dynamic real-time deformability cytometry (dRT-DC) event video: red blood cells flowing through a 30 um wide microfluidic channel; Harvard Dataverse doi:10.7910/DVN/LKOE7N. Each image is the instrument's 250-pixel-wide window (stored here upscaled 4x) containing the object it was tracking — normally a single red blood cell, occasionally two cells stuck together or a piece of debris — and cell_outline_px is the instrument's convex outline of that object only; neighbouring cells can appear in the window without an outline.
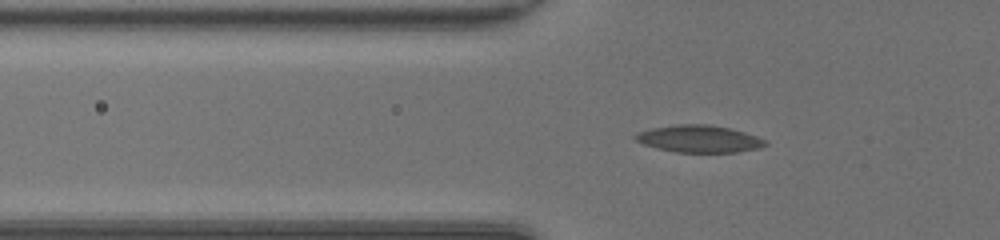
{"species": "common noctule bat (a hibernating species)", "species_latin": "Nyctalus noctula", "temperature_condition": "room temperature", "stored_images_in_passage": 26, "camera_frame_rate_fps": 3000, "um_per_image_px": 0.085, "animal": {"sex": "female", "body_mass_g": 20.0, "forearm_length_mm": 54.0}, "frame": {"image": 1, "passage_image": 3, "time_ms": 0.667, "image_size_px": [1000, 240], "cell_outline_px": [[768, 144], [760, 148], [736, 152], [676, 152], [656, 148], [644, 144], [636, 140], [632, 136], [636, 132], [652, 128], [676, 124], [708, 124], [728, 128], [744, 132], [756, 136], [764, 140]], "centroid_in_image_um": [59.39, 11.8], "position_along_channel_um": 66.4, "area_um2": 20.52}}
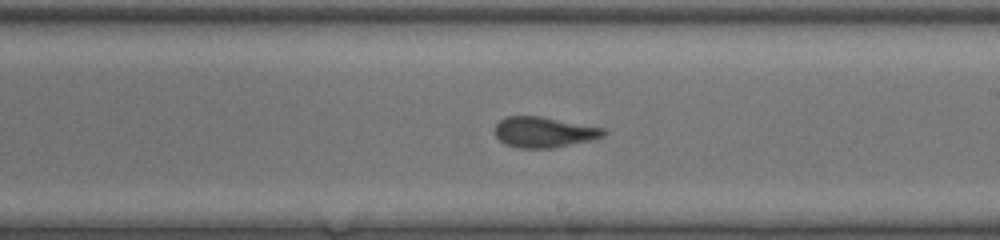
{"frame": {"image": 2, "passage_image": 16, "time_ms": 5.0, "image_size_px": [1000, 240], "cell_outline_px": [[608, 132], [604, 136], [592, 140], [552, 148], [520, 148], [504, 144], [496, 136], [496, 124], [504, 116], [540, 116], [608, 128]], "centroid_in_image_um": [46.29, 11.23], "position_along_channel_um": 242.7, "area_um2": 19.59}}
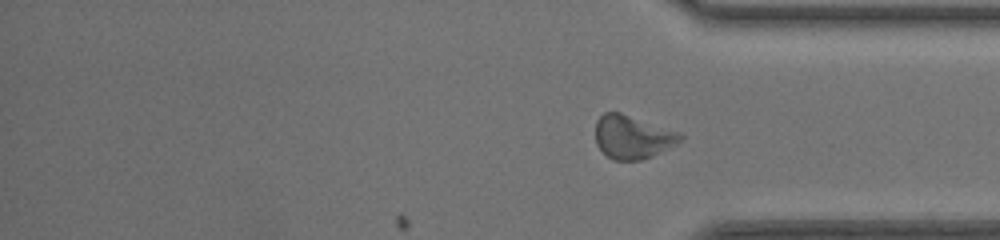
{"frame": {"image": 3, "passage_image": 26, "time_ms": 8.333, "image_size_px": [1000, 240], "cell_outline_px": [[684, 136], [676, 144], [652, 156], [640, 160], [612, 160], [596, 144], [596, 120], [604, 112], [620, 112], [680, 132]], "centroid_in_image_um": [53.76, 11.64], "position_along_channel_um": 381.4, "area_um2": 21.33}, "authors_computed_cell_mechanics": {"area_um2": 19.9988, "velocity_mm_per_s": 4.2107, "shape_relaxation_time_tau1_ms": 4.7231, "shape_relaxation_time_tau2_ms": 2.0684, "deformation_change_tau1": 0.1285, "deformation_change_tau2": 0.101}}